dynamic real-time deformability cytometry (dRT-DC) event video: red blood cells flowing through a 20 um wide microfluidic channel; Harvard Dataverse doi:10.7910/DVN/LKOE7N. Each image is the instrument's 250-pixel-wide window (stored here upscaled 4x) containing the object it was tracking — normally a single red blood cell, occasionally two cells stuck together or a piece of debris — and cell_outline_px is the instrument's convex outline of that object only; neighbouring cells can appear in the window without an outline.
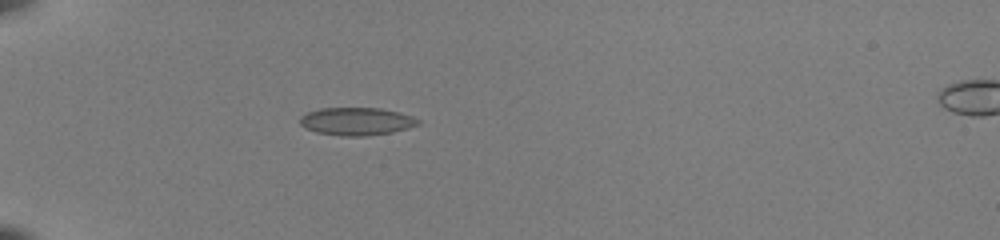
{"species": "common noctule bat (a hibernating species)", "species_latin": "Nyctalus noctula", "temperature_condition": "room temperature", "stored_images_in_passage": 36, "camera_frame_rate_fps": 3000, "um_per_image_px": 0.085, "animal": {"sex": "female", "body_mass_g": 22.0, "forearm_length_mm": 56.7}, "frame": {"image": 1, "passage_image": 1, "time_ms": 0.0, "image_size_px": [1000, 240], "cell_outline_px": [[420, 124], [408, 128], [392, 132], [364, 136], [344, 136], [316, 132], [304, 128], [300, 124], [300, 116], [308, 112], [320, 108], [380, 108], [400, 112], [412, 116], [420, 120]], "centroid_in_image_um": [30.31, 10.31], "position_along_channel_um": 54.7, "area_um2": 19.19}}
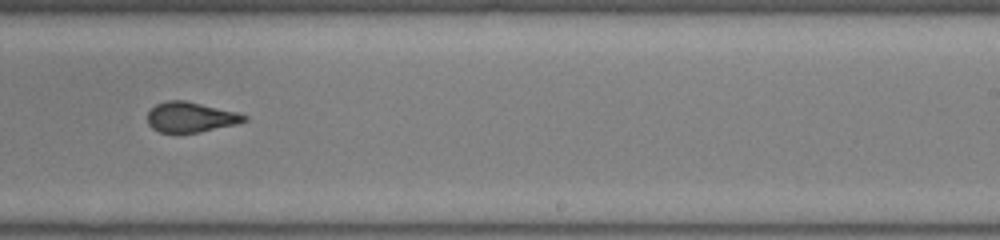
{"frame": {"image": 2, "passage_image": 19, "time_ms": 6.0, "image_size_px": [1000, 240], "cell_outline_px": [[248, 120], [236, 124], [200, 132], [160, 132], [152, 128], [148, 124], [148, 112], [156, 104], [168, 100], [184, 100], [236, 112], [248, 116]], "centroid_in_image_um": [16.2, 9.95], "position_along_channel_um": 272.8, "area_um2": 16.82}}
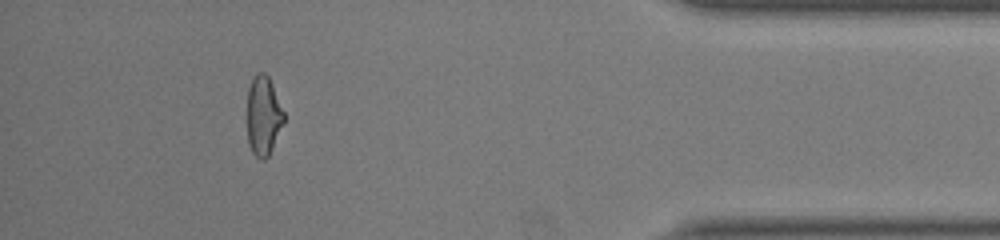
{"frame": {"image": 3, "passage_image": 32, "time_ms": 10.333, "image_size_px": [1000, 240], "cell_outline_px": [[284, 120], [272, 148], [268, 156], [264, 160], [260, 160], [252, 152], [248, 144], [248, 88], [256, 72], [264, 72], [268, 76], [272, 84], [284, 112]], "centroid_in_image_um": [22.38, 9.84], "position_along_channel_um": 412.8, "area_um2": 16.76}, "authors_computed_cell_mechanics": {"area_um2": 17.5423, "velocity_mm_per_s": 4.0339, "shape_relaxation_time_tau1_ms": 9.7391, "shape_relaxation_time_tau2_ms": 1.0504, "deformation_change_tau1": 0.2633, "deformation_change_tau2": 0.0957}}